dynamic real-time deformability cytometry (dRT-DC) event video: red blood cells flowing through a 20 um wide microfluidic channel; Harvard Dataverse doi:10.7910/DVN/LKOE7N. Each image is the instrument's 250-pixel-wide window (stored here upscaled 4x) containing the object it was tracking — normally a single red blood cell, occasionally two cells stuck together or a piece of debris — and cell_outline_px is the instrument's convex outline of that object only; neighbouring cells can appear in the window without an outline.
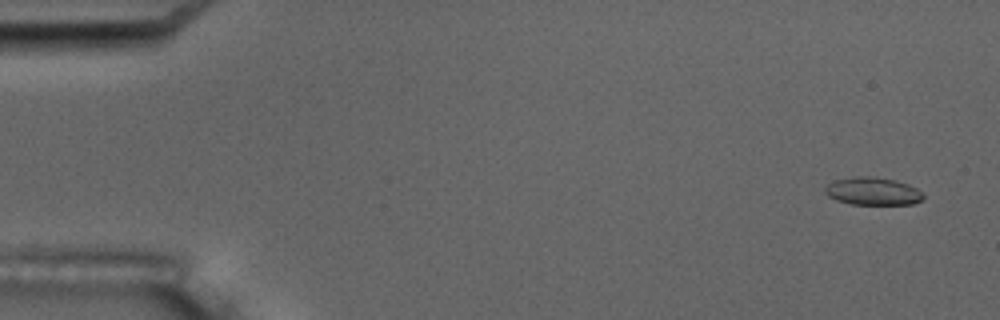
{"species": "common noctule bat (a hibernating species)", "species_latin": "Nyctalus noctula", "temperature_condition": "room temperature", "stored_images_in_passage": 5, "camera_frame_rate_fps": 3000, "um_per_image_px": 0.085, "animal": {"sex": "male", "body_mass_g": 17.5, "forearm_length_mm": 52.3}, "frame": {"image": 1, "passage_image": 1, "time_ms": 0.0, "image_size_px": [1000, 320], "cell_outline_px": [[924, 196], [920, 200], [912, 204], [852, 204], [836, 200], [828, 196], [824, 192], [824, 188], [828, 184], [836, 180], [856, 176], [872, 176], [896, 180], [908, 184], [916, 188]], "centroid_in_image_um": [74.16, 16.25], "position_along_channel_um": 10.8, "area_um2": 15.78}}
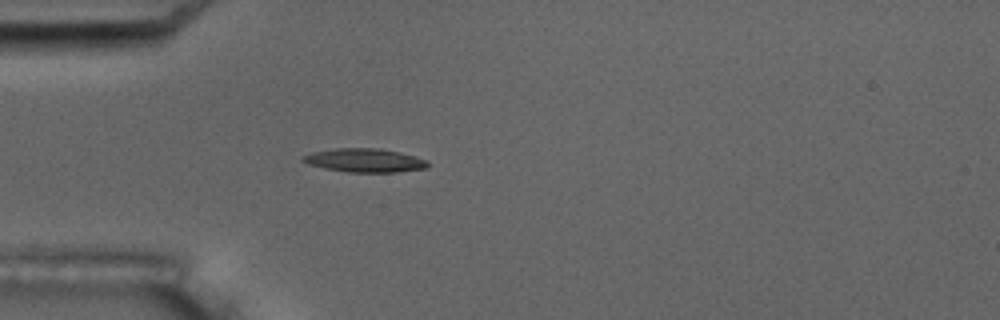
{"frame": {"image": 2, "passage_image": 5, "time_ms": 4.667, "image_size_px": [1000, 320], "cell_outline_px": [[428, 168], [396, 172], [348, 172], [324, 168], [308, 164], [300, 160], [300, 156], [312, 152], [336, 148], [380, 148], [428, 160]], "centroid_in_image_um": [30.95, 13.63], "position_along_channel_um": 54.1, "area_um2": 17.17}}